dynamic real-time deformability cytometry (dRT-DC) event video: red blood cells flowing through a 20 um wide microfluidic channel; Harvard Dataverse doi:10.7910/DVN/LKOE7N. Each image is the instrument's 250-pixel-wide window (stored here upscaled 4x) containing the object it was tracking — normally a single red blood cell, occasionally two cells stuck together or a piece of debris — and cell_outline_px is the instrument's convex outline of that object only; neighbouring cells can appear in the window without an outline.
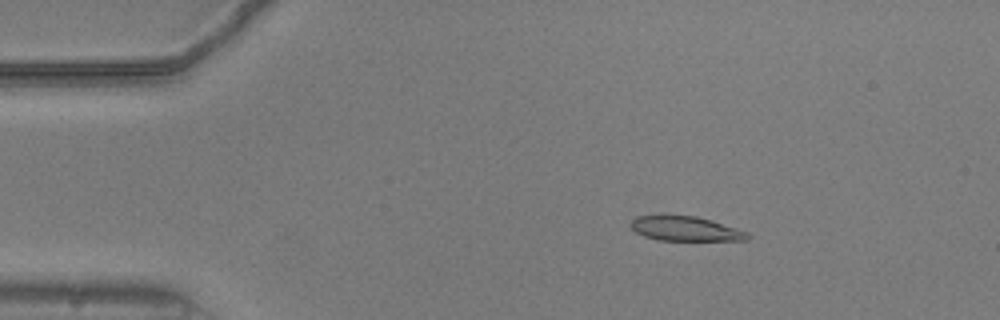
{"species": "common noctule bat (a hibernating species)", "species_latin": "Nyctalus noctula", "temperature_condition": "warm", "stored_images_in_passage": 54, "camera_frame_rate_fps": 3000, "um_per_image_px": 0.085, "animal": {"sex": "male", "body_mass_g": 20.5, "forearm_length_mm": 52.5}, "frame": {"image": 1, "passage_image": 9, "time_ms": 2.667, "image_size_px": [1000, 320], "cell_outline_px": [[752, 236], [748, 240], [660, 240], [644, 236], [636, 232], [632, 228], [632, 220], [636, 216], [696, 216], [712, 220], [748, 232]], "centroid_in_image_um": [58.32, 19.45], "position_along_channel_um": 26.7, "area_um2": 16.47}}
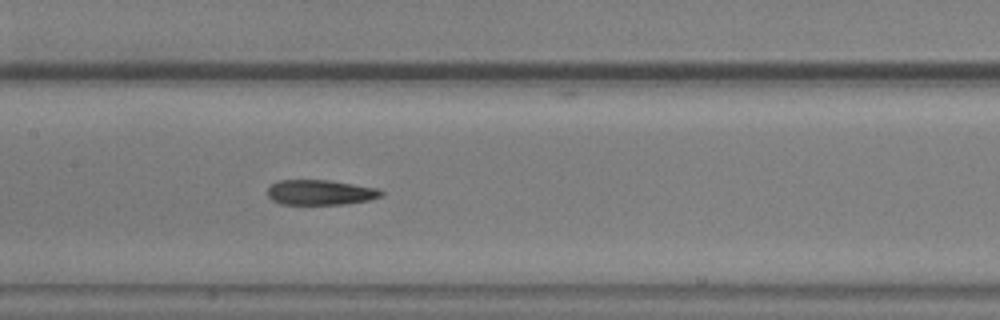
{"frame": {"image": 2, "passage_image": 26, "time_ms": 8.333, "image_size_px": [1000, 320], "cell_outline_px": [[384, 196], [368, 200], [344, 204], [280, 204], [272, 200], [268, 196], [268, 188], [272, 184], [280, 180], [328, 180], [380, 188], [384, 192]], "centroid_in_image_um": [27.27, 16.35], "position_along_channel_um": 180.1, "area_um2": 16.7}}
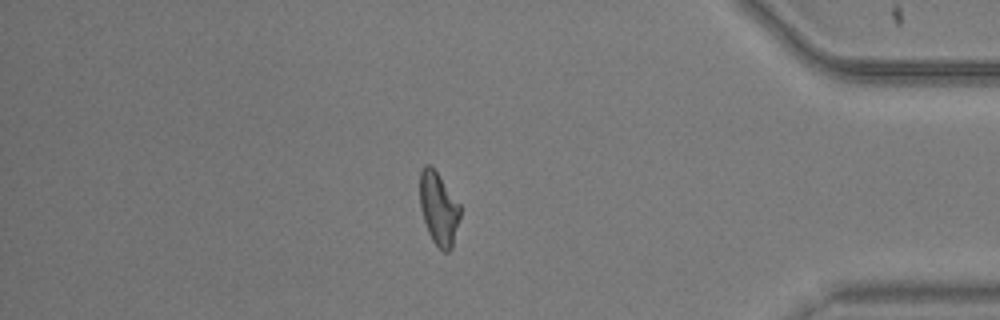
{"frame": {"image": 3, "passage_image": 46, "time_ms": 15.0, "image_size_px": [1000, 320], "cell_outline_px": [[460, 216], [452, 248], [448, 252], [444, 252], [432, 240], [428, 232], [424, 220], [420, 204], [420, 172], [424, 164], [432, 164], [460, 204]], "centroid_in_image_um": [37.29, 17.69], "position_along_channel_um": 397.9, "area_um2": 17.17}, "authors_computed_cell_mechanics": {"area_um2": 17.3978, "velocity_mm_per_s": 3.779, "shape_relaxation_time_tau1_ms": null, "shape_relaxation_time_tau2_ms": 3.4633, "deformation_change_tau1": null, "deformation_change_tau2": 0.1183}}